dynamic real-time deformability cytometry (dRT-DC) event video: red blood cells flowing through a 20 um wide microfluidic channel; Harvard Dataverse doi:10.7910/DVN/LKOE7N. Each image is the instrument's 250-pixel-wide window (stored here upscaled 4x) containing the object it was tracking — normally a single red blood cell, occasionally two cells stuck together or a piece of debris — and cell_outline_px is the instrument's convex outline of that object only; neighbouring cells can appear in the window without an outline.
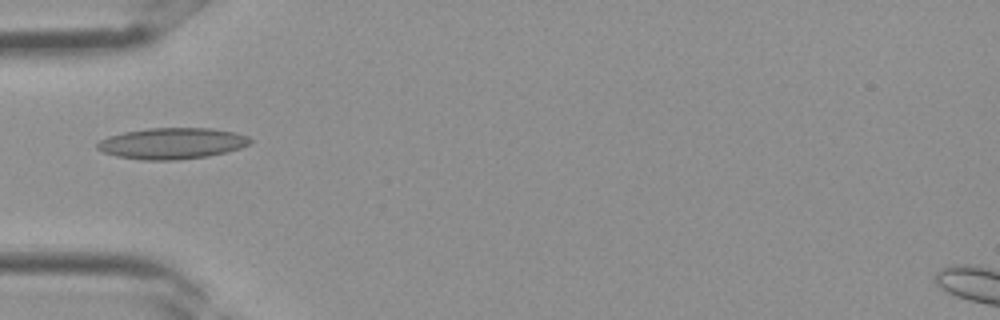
{"species": "Egyptian fruit bat (a non-hibernating species)", "species_latin": "Rousettus aegyptiacus", "temperature_condition": "room temperature", "stored_images_in_passage": 4, "camera_frame_rate_fps": 3000, "um_per_image_px": 0.085, "frame": {"image": 1, "passage_image": 4, "time_ms": 1.0, "image_size_px": [1000, 320], "cell_outline_px": [[252, 140], [248, 144], [240, 148], [208, 156], [176, 160], [140, 160], [116, 156], [104, 152], [96, 148], [96, 144], [100, 140], [108, 136], [124, 132], [148, 128], [212, 128], [236, 132], [248, 136]], "centroid_in_image_um": [14.61, 12.18], "position_along_channel_um": 70.4, "area_um2": 27.8}}